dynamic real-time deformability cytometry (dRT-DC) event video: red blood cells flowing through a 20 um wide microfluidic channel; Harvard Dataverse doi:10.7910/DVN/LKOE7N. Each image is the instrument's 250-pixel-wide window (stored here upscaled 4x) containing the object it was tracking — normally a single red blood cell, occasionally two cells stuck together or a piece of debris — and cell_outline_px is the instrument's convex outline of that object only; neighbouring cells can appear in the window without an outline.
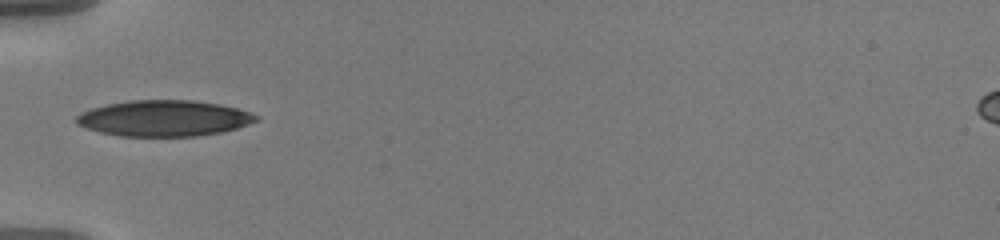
{"species": "human", "species_latin": "Homo sapiens", "temperature_condition": "warm", "stored_images_in_passage": 37, "camera_frame_rate_fps": 3000, "um_per_image_px": 0.085, "donor": {"sex": "male"}, "frame": {"image": 1, "passage_image": 1, "time_ms": 0.0, "image_size_px": [1000, 240], "cell_outline_px": [[260, 120], [236, 128], [220, 132], [196, 136], [120, 136], [100, 132], [76, 124], [72, 120], [80, 112], [92, 108], [108, 104], [128, 100], [192, 100], [220, 104], [252, 112], [260, 116]], "centroid_in_image_um": [13.93, 10.05], "position_along_channel_um": 71.1, "area_um2": 37.86}}
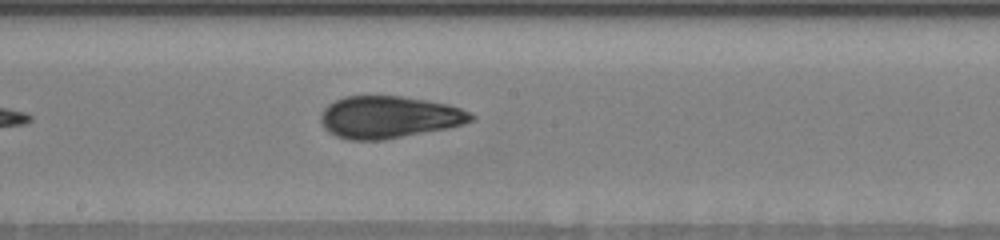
{"frame": {"image": 2, "passage_image": 13, "time_ms": 4.0, "image_size_px": [1000, 240], "cell_outline_px": [[476, 116], [472, 120], [464, 124], [448, 128], [384, 140], [348, 140], [336, 136], [328, 132], [324, 128], [320, 120], [320, 116], [324, 108], [328, 104], [344, 96], [400, 96], [448, 104], [472, 112]], "centroid_in_image_um": [33.05, 9.96], "position_along_channel_um": 215.1, "area_um2": 37.05}}
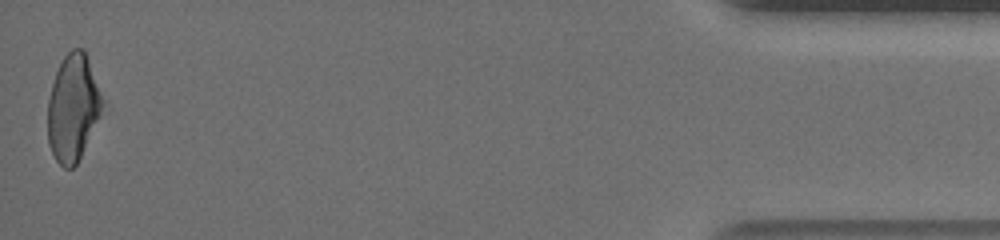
{"frame": {"image": 3, "passage_image": 37, "time_ms": 12.0, "image_size_px": [1000, 240], "cell_outline_px": [[104, 104], [100, 116], [76, 164], [72, 168], [64, 168], [56, 160], [48, 144], [48, 100], [52, 84], [56, 72], [64, 56], [72, 48], [84, 48], [104, 100]], "centroid_in_image_um": [6.2, 9.14], "position_along_channel_um": 429.0, "area_um2": 33.76}, "authors_computed_cell_mechanics": {"area_um2": 35.7204, "velocity_mm_per_s": 3.6223, "shape_relaxation_time_tau1_ms": 7.5752, "shape_relaxation_time_tau2_ms": 1.7008, "deformation_change_tau1": 0.2392, "deformation_change_tau2": 0.0737}}